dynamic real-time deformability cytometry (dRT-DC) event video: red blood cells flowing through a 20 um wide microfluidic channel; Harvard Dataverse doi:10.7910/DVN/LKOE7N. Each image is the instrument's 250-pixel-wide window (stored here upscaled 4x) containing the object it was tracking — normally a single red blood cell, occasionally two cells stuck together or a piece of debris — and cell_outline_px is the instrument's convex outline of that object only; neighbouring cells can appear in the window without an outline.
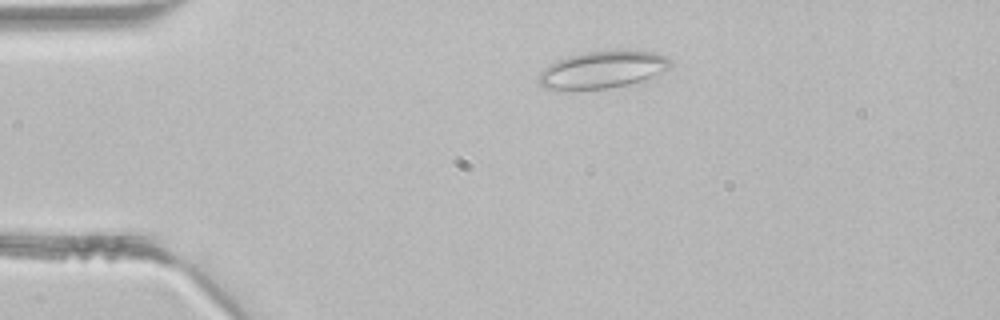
{"species": "common noctule bat (a hibernating species)", "species_latin": "Nyctalus noctula", "temperature_condition": "room temperature", "stored_images_in_passage": 3, "camera_frame_rate_fps": 3000, "um_per_image_px": 0.085, "animal": {"sex": "male", "body_mass_g": 21.5, "forearm_length_mm": 52.0}, "frame": {"image": 1, "passage_image": 3, "time_ms": 0.667, "image_size_px": [1000, 320], "cell_outline_px": [[672, 64], [668, 68], [656, 76], [644, 80], [628, 84], [608, 88], [544, 88], [536, 80], [540, 72], [548, 64], [568, 56], [588, 52], [652, 52], [664, 56], [672, 60]], "centroid_in_image_um": [51.21, 5.93], "position_along_channel_um": 33.8, "area_um2": 27.69}}